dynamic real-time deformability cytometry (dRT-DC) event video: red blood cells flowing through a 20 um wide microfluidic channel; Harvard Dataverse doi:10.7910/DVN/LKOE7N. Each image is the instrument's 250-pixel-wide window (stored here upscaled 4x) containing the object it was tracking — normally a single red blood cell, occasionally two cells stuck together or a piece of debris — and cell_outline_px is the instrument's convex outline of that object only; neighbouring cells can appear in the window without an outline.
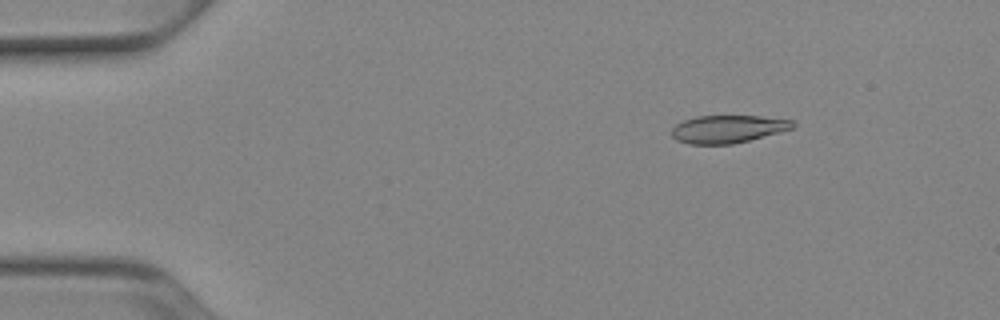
{"species": "Egyptian fruit bat (a non-hibernating species)", "species_latin": "Rousettus aegyptiacus", "temperature_condition": "cold", "stored_images_in_passage": 52, "camera_frame_rate_fps": 3000, "um_per_image_px": 0.085, "animal": {"sex": "female"}, "frame": {"image": 1, "passage_image": 8, "time_ms": 2.333, "image_size_px": [1000, 320], "cell_outline_px": [[796, 124], [792, 128], [780, 132], [732, 144], [688, 144], [676, 140], [672, 136], [672, 128], [676, 124], [684, 120], [696, 116], [760, 116], [792, 120]], "centroid_in_image_um": [61.84, 10.96], "position_along_channel_um": 23.2, "area_um2": 19.48}}
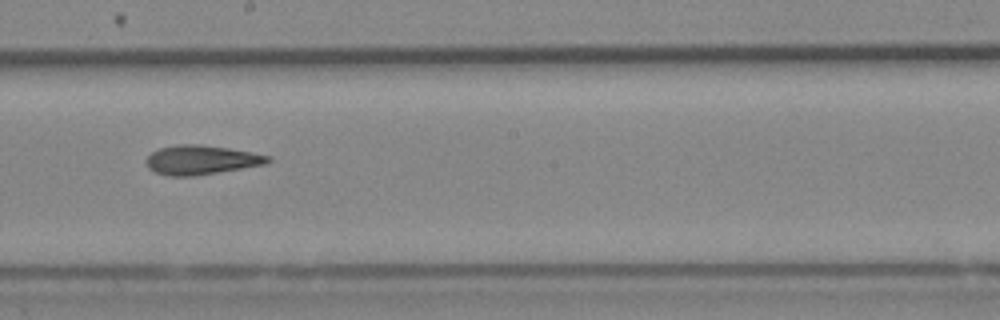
{"frame": {"image": 2, "passage_image": 30, "time_ms": 9.667, "image_size_px": [1000, 320], "cell_outline_px": [[272, 160], [264, 164], [196, 176], [168, 176], [156, 172], [148, 168], [144, 160], [152, 152], [160, 148], [180, 144], [200, 144], [228, 148], [272, 156]], "centroid_in_image_um": [17.08, 13.59], "position_along_channel_um": 231.1, "area_um2": 20.69}}
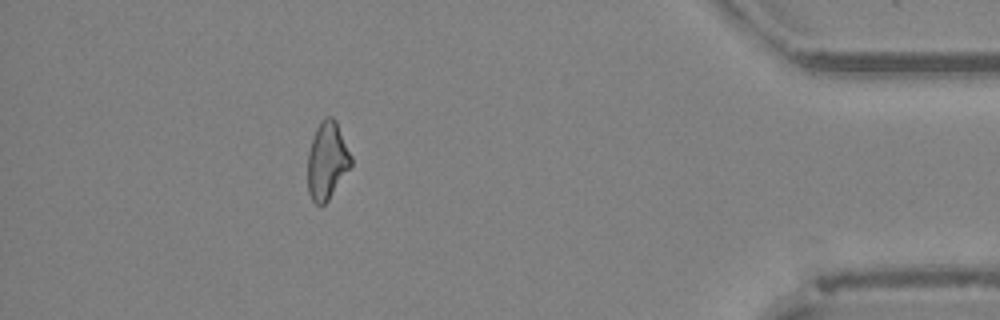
{"frame": {"image": 3, "passage_image": 47, "time_ms": 15.333, "image_size_px": [1000, 320], "cell_outline_px": [[352, 164], [328, 200], [324, 204], [316, 204], [312, 200], [308, 192], [308, 152], [316, 128], [320, 120], [324, 116], [332, 116], [336, 120], [352, 156]], "centroid_in_image_um": [27.8, 13.62], "position_along_channel_um": 407.4, "area_um2": 19.54}, "authors_computed_cell_mechanics": {"area_um2": 20.519, "velocity_mm_per_s": 3.9362, "shape_relaxation_time_tau1_ms": 5.3837, "shape_relaxation_time_tau2_ms": 4.2057, "deformation_change_tau1": 0.1557, "deformation_change_tau2": 0.134}}